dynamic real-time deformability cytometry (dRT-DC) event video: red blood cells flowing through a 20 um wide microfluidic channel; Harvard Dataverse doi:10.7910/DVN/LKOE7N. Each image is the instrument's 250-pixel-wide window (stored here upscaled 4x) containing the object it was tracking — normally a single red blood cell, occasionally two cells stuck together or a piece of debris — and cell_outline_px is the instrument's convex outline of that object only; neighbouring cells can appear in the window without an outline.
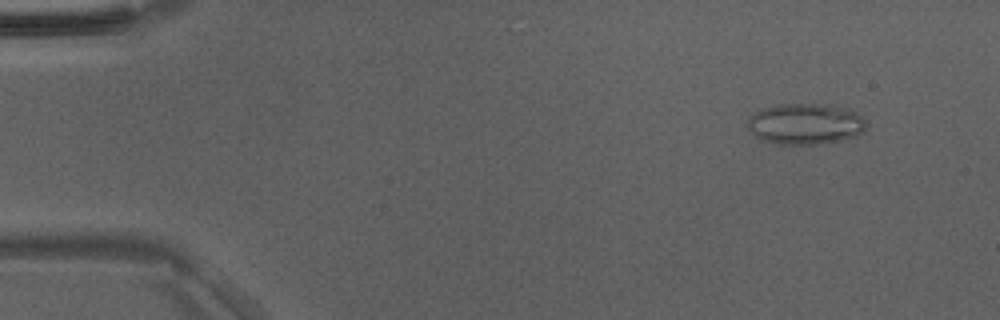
{"species": "Egyptian fruit bat (a non-hibernating species)", "species_latin": "Rousettus aegyptiacus", "temperature_condition": "room temperature", "stored_images_in_passage": 49, "camera_frame_rate_fps": 3000, "um_per_image_px": 0.085, "animal": {"sex": "male"}, "frame": {"image": 1, "passage_image": 5, "time_ms": 1.333, "image_size_px": [1000, 320], "cell_outline_px": [[868, 124], [864, 132], [856, 136], [840, 140], [816, 144], [780, 144], [764, 140], [756, 136], [748, 128], [748, 120], [760, 108], [776, 104], [836, 104], [860, 116]], "centroid_in_image_um": [68.47, 10.52], "position_along_channel_um": 16.5, "area_um2": 28.26}}
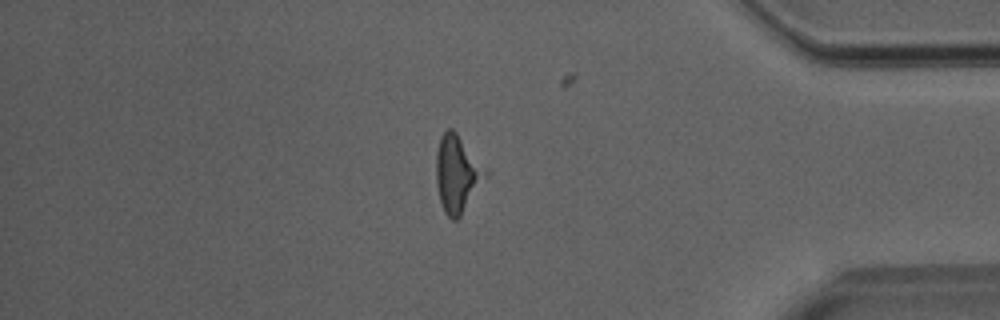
{"frame": {"image": 2, "passage_image": 42, "time_ms": 13.667, "image_size_px": [1000, 320], "cell_outline_px": [[488, 172], [460, 216], [456, 220], [452, 220], [444, 212], [440, 200], [436, 184], [436, 152], [440, 136], [448, 128], [452, 128], [456, 132]], "centroid_in_image_um": [38.81, 14.76], "position_along_channel_um": 396.4, "area_um2": 21.5}}